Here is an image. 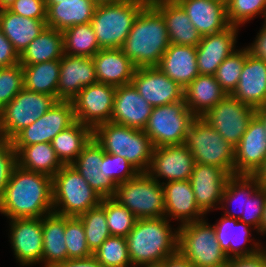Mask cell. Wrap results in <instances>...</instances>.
<instances>
[{"label":"cell","instance_id":"1","mask_svg":"<svg viewBox=\"0 0 266 267\" xmlns=\"http://www.w3.org/2000/svg\"><path fill=\"white\" fill-rule=\"evenodd\" d=\"M52 212V177L17 165L0 197V213L12 220L42 218Z\"/></svg>","mask_w":266,"mask_h":267},{"label":"cell","instance_id":"2","mask_svg":"<svg viewBox=\"0 0 266 267\" xmlns=\"http://www.w3.org/2000/svg\"><path fill=\"white\" fill-rule=\"evenodd\" d=\"M170 222L165 216L136 220L126 237L133 266L157 267L178 251V227L172 228Z\"/></svg>","mask_w":266,"mask_h":267},{"label":"cell","instance_id":"3","mask_svg":"<svg viewBox=\"0 0 266 267\" xmlns=\"http://www.w3.org/2000/svg\"><path fill=\"white\" fill-rule=\"evenodd\" d=\"M170 45L166 22L149 2L135 19L121 50L139 67L157 66Z\"/></svg>","mask_w":266,"mask_h":267},{"label":"cell","instance_id":"4","mask_svg":"<svg viewBox=\"0 0 266 267\" xmlns=\"http://www.w3.org/2000/svg\"><path fill=\"white\" fill-rule=\"evenodd\" d=\"M93 137L104 152L124 157L139 172H147L155 147L144 130L109 121L98 125Z\"/></svg>","mask_w":266,"mask_h":267},{"label":"cell","instance_id":"5","mask_svg":"<svg viewBox=\"0 0 266 267\" xmlns=\"http://www.w3.org/2000/svg\"><path fill=\"white\" fill-rule=\"evenodd\" d=\"M150 0L97 4L91 20L101 49L121 48L133 23Z\"/></svg>","mask_w":266,"mask_h":267},{"label":"cell","instance_id":"6","mask_svg":"<svg viewBox=\"0 0 266 267\" xmlns=\"http://www.w3.org/2000/svg\"><path fill=\"white\" fill-rule=\"evenodd\" d=\"M182 145L195 163L220 167L234 175V149L203 117H195L186 127Z\"/></svg>","mask_w":266,"mask_h":267},{"label":"cell","instance_id":"7","mask_svg":"<svg viewBox=\"0 0 266 267\" xmlns=\"http://www.w3.org/2000/svg\"><path fill=\"white\" fill-rule=\"evenodd\" d=\"M52 192L53 212L63 216L78 217L102 201L72 165H64L52 177Z\"/></svg>","mask_w":266,"mask_h":267},{"label":"cell","instance_id":"8","mask_svg":"<svg viewBox=\"0 0 266 267\" xmlns=\"http://www.w3.org/2000/svg\"><path fill=\"white\" fill-rule=\"evenodd\" d=\"M206 220L178 226V251L195 267H226L229 258L220 248L213 224Z\"/></svg>","mask_w":266,"mask_h":267},{"label":"cell","instance_id":"9","mask_svg":"<svg viewBox=\"0 0 266 267\" xmlns=\"http://www.w3.org/2000/svg\"><path fill=\"white\" fill-rule=\"evenodd\" d=\"M113 198L127 207L137 219L164 217L162 183L151 178L146 172H139L134 178L119 184Z\"/></svg>","mask_w":266,"mask_h":267},{"label":"cell","instance_id":"10","mask_svg":"<svg viewBox=\"0 0 266 267\" xmlns=\"http://www.w3.org/2000/svg\"><path fill=\"white\" fill-rule=\"evenodd\" d=\"M58 99L23 88L0 111V137L11 141L21 130L44 115Z\"/></svg>","mask_w":266,"mask_h":267},{"label":"cell","instance_id":"11","mask_svg":"<svg viewBox=\"0 0 266 267\" xmlns=\"http://www.w3.org/2000/svg\"><path fill=\"white\" fill-rule=\"evenodd\" d=\"M194 118L183 99L153 107L144 131L154 147L182 145L185 129Z\"/></svg>","mask_w":266,"mask_h":267},{"label":"cell","instance_id":"12","mask_svg":"<svg viewBox=\"0 0 266 267\" xmlns=\"http://www.w3.org/2000/svg\"><path fill=\"white\" fill-rule=\"evenodd\" d=\"M76 122L72 101L58 100L44 115L21 130L11 141L18 152L23 146L51 143L53 138Z\"/></svg>","mask_w":266,"mask_h":267},{"label":"cell","instance_id":"13","mask_svg":"<svg viewBox=\"0 0 266 267\" xmlns=\"http://www.w3.org/2000/svg\"><path fill=\"white\" fill-rule=\"evenodd\" d=\"M255 114V108L227 95L202 117L228 143L236 147Z\"/></svg>","mask_w":266,"mask_h":267},{"label":"cell","instance_id":"14","mask_svg":"<svg viewBox=\"0 0 266 267\" xmlns=\"http://www.w3.org/2000/svg\"><path fill=\"white\" fill-rule=\"evenodd\" d=\"M116 87L101 82L84 87L71 101L76 121L94 130L111 121Z\"/></svg>","mask_w":266,"mask_h":267},{"label":"cell","instance_id":"15","mask_svg":"<svg viewBox=\"0 0 266 267\" xmlns=\"http://www.w3.org/2000/svg\"><path fill=\"white\" fill-rule=\"evenodd\" d=\"M9 242L20 266L42 263V218H16L9 220Z\"/></svg>","mask_w":266,"mask_h":267},{"label":"cell","instance_id":"16","mask_svg":"<svg viewBox=\"0 0 266 267\" xmlns=\"http://www.w3.org/2000/svg\"><path fill=\"white\" fill-rule=\"evenodd\" d=\"M131 84L152 107L172 104L184 99V90L158 67H139Z\"/></svg>","mask_w":266,"mask_h":267},{"label":"cell","instance_id":"17","mask_svg":"<svg viewBox=\"0 0 266 267\" xmlns=\"http://www.w3.org/2000/svg\"><path fill=\"white\" fill-rule=\"evenodd\" d=\"M194 165V158L184 145L155 147L146 173L159 183L190 180Z\"/></svg>","mask_w":266,"mask_h":267},{"label":"cell","instance_id":"18","mask_svg":"<svg viewBox=\"0 0 266 267\" xmlns=\"http://www.w3.org/2000/svg\"><path fill=\"white\" fill-rule=\"evenodd\" d=\"M266 159V128L255 114L234 149V175H254Z\"/></svg>","mask_w":266,"mask_h":267},{"label":"cell","instance_id":"19","mask_svg":"<svg viewBox=\"0 0 266 267\" xmlns=\"http://www.w3.org/2000/svg\"><path fill=\"white\" fill-rule=\"evenodd\" d=\"M231 176L220 167L195 163L190 182L197 206L205 215L220 208L226 183Z\"/></svg>","mask_w":266,"mask_h":267},{"label":"cell","instance_id":"20","mask_svg":"<svg viewBox=\"0 0 266 267\" xmlns=\"http://www.w3.org/2000/svg\"><path fill=\"white\" fill-rule=\"evenodd\" d=\"M221 215L213 227L220 248L228 258L252 256L265 248L261 242H255V238L251 237L253 227L238 219ZM249 241L251 246L247 245Z\"/></svg>","mask_w":266,"mask_h":267},{"label":"cell","instance_id":"21","mask_svg":"<svg viewBox=\"0 0 266 267\" xmlns=\"http://www.w3.org/2000/svg\"><path fill=\"white\" fill-rule=\"evenodd\" d=\"M98 82L92 57L63 54L57 99L71 101L84 87Z\"/></svg>","mask_w":266,"mask_h":267},{"label":"cell","instance_id":"22","mask_svg":"<svg viewBox=\"0 0 266 267\" xmlns=\"http://www.w3.org/2000/svg\"><path fill=\"white\" fill-rule=\"evenodd\" d=\"M239 27L230 25L224 31L203 36L196 46L199 74L214 75L220 64L236 49Z\"/></svg>","mask_w":266,"mask_h":267},{"label":"cell","instance_id":"23","mask_svg":"<svg viewBox=\"0 0 266 267\" xmlns=\"http://www.w3.org/2000/svg\"><path fill=\"white\" fill-rule=\"evenodd\" d=\"M165 200L164 216L180 221L179 226L202 220L206 215L197 206L190 180L162 183Z\"/></svg>","mask_w":266,"mask_h":267},{"label":"cell","instance_id":"24","mask_svg":"<svg viewBox=\"0 0 266 267\" xmlns=\"http://www.w3.org/2000/svg\"><path fill=\"white\" fill-rule=\"evenodd\" d=\"M152 110L132 84L116 87L111 122L144 130Z\"/></svg>","mask_w":266,"mask_h":267},{"label":"cell","instance_id":"25","mask_svg":"<svg viewBox=\"0 0 266 267\" xmlns=\"http://www.w3.org/2000/svg\"><path fill=\"white\" fill-rule=\"evenodd\" d=\"M255 109L266 104V62L249 52L236 89L231 94Z\"/></svg>","mask_w":266,"mask_h":267},{"label":"cell","instance_id":"26","mask_svg":"<svg viewBox=\"0 0 266 267\" xmlns=\"http://www.w3.org/2000/svg\"><path fill=\"white\" fill-rule=\"evenodd\" d=\"M166 22L170 44L196 47L202 36L176 0H150Z\"/></svg>","mask_w":266,"mask_h":267},{"label":"cell","instance_id":"27","mask_svg":"<svg viewBox=\"0 0 266 267\" xmlns=\"http://www.w3.org/2000/svg\"><path fill=\"white\" fill-rule=\"evenodd\" d=\"M186 11L190 22L203 37L224 31L230 25L226 6L215 0H176Z\"/></svg>","mask_w":266,"mask_h":267},{"label":"cell","instance_id":"28","mask_svg":"<svg viewBox=\"0 0 266 267\" xmlns=\"http://www.w3.org/2000/svg\"><path fill=\"white\" fill-rule=\"evenodd\" d=\"M92 59L98 82L114 87L131 84L137 67L121 48L101 49Z\"/></svg>","mask_w":266,"mask_h":267},{"label":"cell","instance_id":"29","mask_svg":"<svg viewBox=\"0 0 266 267\" xmlns=\"http://www.w3.org/2000/svg\"><path fill=\"white\" fill-rule=\"evenodd\" d=\"M104 153L103 147L92 137L72 166L102 198H111L116 193V186L99 169Z\"/></svg>","mask_w":266,"mask_h":267},{"label":"cell","instance_id":"30","mask_svg":"<svg viewBox=\"0 0 266 267\" xmlns=\"http://www.w3.org/2000/svg\"><path fill=\"white\" fill-rule=\"evenodd\" d=\"M196 56L194 46L170 44L156 67L185 89L199 75Z\"/></svg>","mask_w":266,"mask_h":267},{"label":"cell","instance_id":"31","mask_svg":"<svg viewBox=\"0 0 266 267\" xmlns=\"http://www.w3.org/2000/svg\"><path fill=\"white\" fill-rule=\"evenodd\" d=\"M46 27V20L23 17L9 9L0 11V30L19 56Z\"/></svg>","mask_w":266,"mask_h":267},{"label":"cell","instance_id":"32","mask_svg":"<svg viewBox=\"0 0 266 267\" xmlns=\"http://www.w3.org/2000/svg\"><path fill=\"white\" fill-rule=\"evenodd\" d=\"M225 96L214 75L199 74L184 90L186 107L195 117H202Z\"/></svg>","mask_w":266,"mask_h":267},{"label":"cell","instance_id":"33","mask_svg":"<svg viewBox=\"0 0 266 267\" xmlns=\"http://www.w3.org/2000/svg\"><path fill=\"white\" fill-rule=\"evenodd\" d=\"M45 5L47 27L63 32L78 24L91 23L97 3L94 0H80Z\"/></svg>","mask_w":266,"mask_h":267},{"label":"cell","instance_id":"34","mask_svg":"<svg viewBox=\"0 0 266 267\" xmlns=\"http://www.w3.org/2000/svg\"><path fill=\"white\" fill-rule=\"evenodd\" d=\"M65 225L66 216L52 212L42 217L43 267H50L51 265L68 260L64 235Z\"/></svg>","mask_w":266,"mask_h":267},{"label":"cell","instance_id":"35","mask_svg":"<svg viewBox=\"0 0 266 267\" xmlns=\"http://www.w3.org/2000/svg\"><path fill=\"white\" fill-rule=\"evenodd\" d=\"M63 54V32L46 27L19 56V63L32 65L60 60Z\"/></svg>","mask_w":266,"mask_h":267},{"label":"cell","instance_id":"36","mask_svg":"<svg viewBox=\"0 0 266 267\" xmlns=\"http://www.w3.org/2000/svg\"><path fill=\"white\" fill-rule=\"evenodd\" d=\"M92 137L93 130L89 126L76 121L57 134L51 144L62 164L72 165Z\"/></svg>","mask_w":266,"mask_h":267},{"label":"cell","instance_id":"37","mask_svg":"<svg viewBox=\"0 0 266 267\" xmlns=\"http://www.w3.org/2000/svg\"><path fill=\"white\" fill-rule=\"evenodd\" d=\"M17 163L23 169L51 177L64 166L57 157L52 144L47 142L23 146L17 152Z\"/></svg>","mask_w":266,"mask_h":267},{"label":"cell","instance_id":"38","mask_svg":"<svg viewBox=\"0 0 266 267\" xmlns=\"http://www.w3.org/2000/svg\"><path fill=\"white\" fill-rule=\"evenodd\" d=\"M260 186L253 175H232L226 183L219 210H225L223 214L234 219L246 218L247 199ZM231 203L235 205L239 203L241 212L238 214L233 212L234 210L230 208Z\"/></svg>","mask_w":266,"mask_h":267},{"label":"cell","instance_id":"39","mask_svg":"<svg viewBox=\"0 0 266 267\" xmlns=\"http://www.w3.org/2000/svg\"><path fill=\"white\" fill-rule=\"evenodd\" d=\"M23 67L24 88L57 98V86L60 76V60H53Z\"/></svg>","mask_w":266,"mask_h":267},{"label":"cell","instance_id":"40","mask_svg":"<svg viewBox=\"0 0 266 267\" xmlns=\"http://www.w3.org/2000/svg\"><path fill=\"white\" fill-rule=\"evenodd\" d=\"M101 50L91 23L78 24L63 31V53L93 57Z\"/></svg>","mask_w":266,"mask_h":267},{"label":"cell","instance_id":"41","mask_svg":"<svg viewBox=\"0 0 266 267\" xmlns=\"http://www.w3.org/2000/svg\"><path fill=\"white\" fill-rule=\"evenodd\" d=\"M84 226L87 246L93 253L111 235L105 214V198L101 204L78 216Z\"/></svg>","mask_w":266,"mask_h":267},{"label":"cell","instance_id":"42","mask_svg":"<svg viewBox=\"0 0 266 267\" xmlns=\"http://www.w3.org/2000/svg\"><path fill=\"white\" fill-rule=\"evenodd\" d=\"M247 55V46L236 49L216 70L214 77L227 95H231L236 89Z\"/></svg>","mask_w":266,"mask_h":267},{"label":"cell","instance_id":"43","mask_svg":"<svg viewBox=\"0 0 266 267\" xmlns=\"http://www.w3.org/2000/svg\"><path fill=\"white\" fill-rule=\"evenodd\" d=\"M93 256L103 267H129L132 265L128 254L127 240L120 236L110 235L93 252Z\"/></svg>","mask_w":266,"mask_h":267},{"label":"cell","instance_id":"44","mask_svg":"<svg viewBox=\"0 0 266 267\" xmlns=\"http://www.w3.org/2000/svg\"><path fill=\"white\" fill-rule=\"evenodd\" d=\"M105 214L110 234L126 238L137 218L113 197L105 198Z\"/></svg>","mask_w":266,"mask_h":267},{"label":"cell","instance_id":"45","mask_svg":"<svg viewBox=\"0 0 266 267\" xmlns=\"http://www.w3.org/2000/svg\"><path fill=\"white\" fill-rule=\"evenodd\" d=\"M229 25L242 27L257 15L266 17V0H230L226 5Z\"/></svg>","mask_w":266,"mask_h":267},{"label":"cell","instance_id":"46","mask_svg":"<svg viewBox=\"0 0 266 267\" xmlns=\"http://www.w3.org/2000/svg\"><path fill=\"white\" fill-rule=\"evenodd\" d=\"M64 235L68 259L87 258L93 255L87 246L84 226L79 217L66 216Z\"/></svg>","mask_w":266,"mask_h":267},{"label":"cell","instance_id":"47","mask_svg":"<svg viewBox=\"0 0 266 267\" xmlns=\"http://www.w3.org/2000/svg\"><path fill=\"white\" fill-rule=\"evenodd\" d=\"M99 169L101 174L105 175L116 187L139 173L126 158L106 152Z\"/></svg>","mask_w":266,"mask_h":267},{"label":"cell","instance_id":"48","mask_svg":"<svg viewBox=\"0 0 266 267\" xmlns=\"http://www.w3.org/2000/svg\"><path fill=\"white\" fill-rule=\"evenodd\" d=\"M24 88L20 63L0 68V111Z\"/></svg>","mask_w":266,"mask_h":267},{"label":"cell","instance_id":"49","mask_svg":"<svg viewBox=\"0 0 266 267\" xmlns=\"http://www.w3.org/2000/svg\"><path fill=\"white\" fill-rule=\"evenodd\" d=\"M17 165V152L14 150L12 141L0 137V197L4 194Z\"/></svg>","mask_w":266,"mask_h":267},{"label":"cell","instance_id":"50","mask_svg":"<svg viewBox=\"0 0 266 267\" xmlns=\"http://www.w3.org/2000/svg\"><path fill=\"white\" fill-rule=\"evenodd\" d=\"M266 201V188L260 186L248 199L246 207V218L239 220L253 227L258 233L263 217V210Z\"/></svg>","mask_w":266,"mask_h":267},{"label":"cell","instance_id":"51","mask_svg":"<svg viewBox=\"0 0 266 267\" xmlns=\"http://www.w3.org/2000/svg\"><path fill=\"white\" fill-rule=\"evenodd\" d=\"M9 10L23 17L46 20L44 0H16Z\"/></svg>","mask_w":266,"mask_h":267},{"label":"cell","instance_id":"52","mask_svg":"<svg viewBox=\"0 0 266 267\" xmlns=\"http://www.w3.org/2000/svg\"><path fill=\"white\" fill-rule=\"evenodd\" d=\"M226 267H266V245L255 255L229 258Z\"/></svg>","mask_w":266,"mask_h":267},{"label":"cell","instance_id":"53","mask_svg":"<svg viewBox=\"0 0 266 267\" xmlns=\"http://www.w3.org/2000/svg\"><path fill=\"white\" fill-rule=\"evenodd\" d=\"M19 63V54L14 50L12 43L0 30V68L13 66Z\"/></svg>","mask_w":266,"mask_h":267},{"label":"cell","instance_id":"54","mask_svg":"<svg viewBox=\"0 0 266 267\" xmlns=\"http://www.w3.org/2000/svg\"><path fill=\"white\" fill-rule=\"evenodd\" d=\"M249 52L258 57L263 59L266 62V25L263 24L262 28L257 33L255 40L247 46Z\"/></svg>","mask_w":266,"mask_h":267},{"label":"cell","instance_id":"55","mask_svg":"<svg viewBox=\"0 0 266 267\" xmlns=\"http://www.w3.org/2000/svg\"><path fill=\"white\" fill-rule=\"evenodd\" d=\"M50 267H103L102 264L92 255L87 258L68 259Z\"/></svg>","mask_w":266,"mask_h":267},{"label":"cell","instance_id":"56","mask_svg":"<svg viewBox=\"0 0 266 267\" xmlns=\"http://www.w3.org/2000/svg\"><path fill=\"white\" fill-rule=\"evenodd\" d=\"M157 267H195L179 251L165 258Z\"/></svg>","mask_w":266,"mask_h":267},{"label":"cell","instance_id":"57","mask_svg":"<svg viewBox=\"0 0 266 267\" xmlns=\"http://www.w3.org/2000/svg\"><path fill=\"white\" fill-rule=\"evenodd\" d=\"M253 176L258 180L262 187L266 188V159Z\"/></svg>","mask_w":266,"mask_h":267},{"label":"cell","instance_id":"58","mask_svg":"<svg viewBox=\"0 0 266 267\" xmlns=\"http://www.w3.org/2000/svg\"><path fill=\"white\" fill-rule=\"evenodd\" d=\"M256 115L262 120L266 128V104L256 109Z\"/></svg>","mask_w":266,"mask_h":267},{"label":"cell","instance_id":"59","mask_svg":"<svg viewBox=\"0 0 266 267\" xmlns=\"http://www.w3.org/2000/svg\"><path fill=\"white\" fill-rule=\"evenodd\" d=\"M258 234H261L263 236L266 235V201H265V205H264L261 226H260V229L258 230Z\"/></svg>","mask_w":266,"mask_h":267},{"label":"cell","instance_id":"60","mask_svg":"<svg viewBox=\"0 0 266 267\" xmlns=\"http://www.w3.org/2000/svg\"><path fill=\"white\" fill-rule=\"evenodd\" d=\"M16 0H0V11L10 9Z\"/></svg>","mask_w":266,"mask_h":267},{"label":"cell","instance_id":"61","mask_svg":"<svg viewBox=\"0 0 266 267\" xmlns=\"http://www.w3.org/2000/svg\"><path fill=\"white\" fill-rule=\"evenodd\" d=\"M97 4H108V3H123L130 2L132 0H94Z\"/></svg>","mask_w":266,"mask_h":267},{"label":"cell","instance_id":"62","mask_svg":"<svg viewBox=\"0 0 266 267\" xmlns=\"http://www.w3.org/2000/svg\"><path fill=\"white\" fill-rule=\"evenodd\" d=\"M45 4H58L61 1H80V0H44Z\"/></svg>","mask_w":266,"mask_h":267},{"label":"cell","instance_id":"63","mask_svg":"<svg viewBox=\"0 0 266 267\" xmlns=\"http://www.w3.org/2000/svg\"><path fill=\"white\" fill-rule=\"evenodd\" d=\"M215 1L221 2L226 6L230 0H215Z\"/></svg>","mask_w":266,"mask_h":267}]
</instances>
